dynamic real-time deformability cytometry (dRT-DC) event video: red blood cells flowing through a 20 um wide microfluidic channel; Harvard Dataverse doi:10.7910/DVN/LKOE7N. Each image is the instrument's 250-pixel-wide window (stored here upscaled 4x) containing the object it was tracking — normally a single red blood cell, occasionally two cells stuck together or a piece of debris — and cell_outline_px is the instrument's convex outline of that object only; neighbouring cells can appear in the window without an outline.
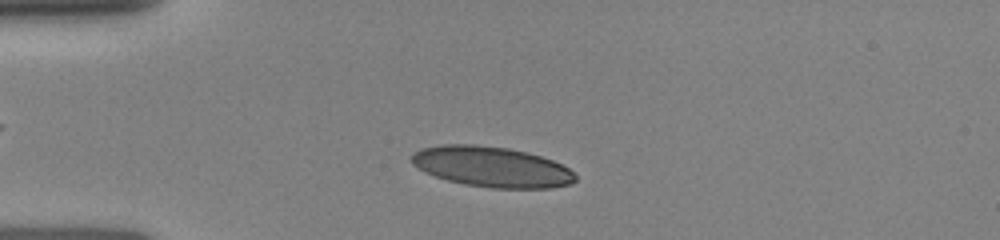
{"species": "human", "species_latin": "Homo sapiens", "temperature_condition": "room temperature", "stored_images_in_passage": 30, "camera_frame_rate_fps": 3000, "um_per_image_px": 0.085, "donor": {"sex": "female"}, "frame": {"image": 1, "passage_image": 6, "time_ms": 2.0, "image_size_px": [1000, 240], "cell_outline_px": [[576, 180], [572, 184], [552, 188], [492, 188], [464, 184], [448, 180], [424, 172], [412, 164], [412, 152], [420, 148], [444, 144], [476, 144], [508, 148], [528, 152], [552, 160], [568, 168], [576, 176]], "centroid_in_image_um": [41.78, 14.17], "position_along_channel_um": 43.2, "area_um2": 38.73}}
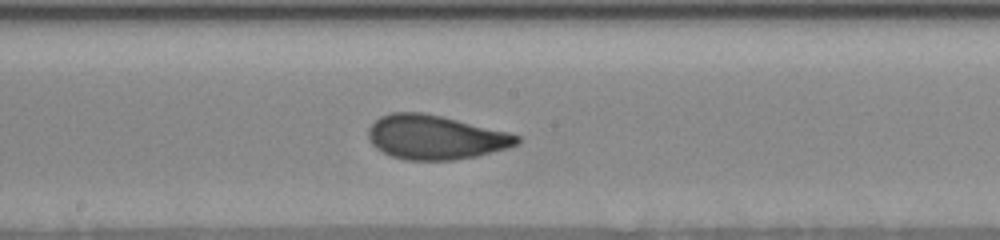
{"frame": {"image": 2, "passage_image": 18, "time_ms": 6.667, "image_size_px": [1000, 240], "cell_outline_px": [[520, 144], [508, 148], [476, 156], [452, 160], [404, 160], [392, 156], [376, 148], [368, 140], [368, 128], [380, 116], [392, 112], [424, 112], [508, 132], [520, 136]], "centroid_in_image_um": [36.99, 11.67], "position_along_channel_um": 211.2, "area_um2": 38.26}}
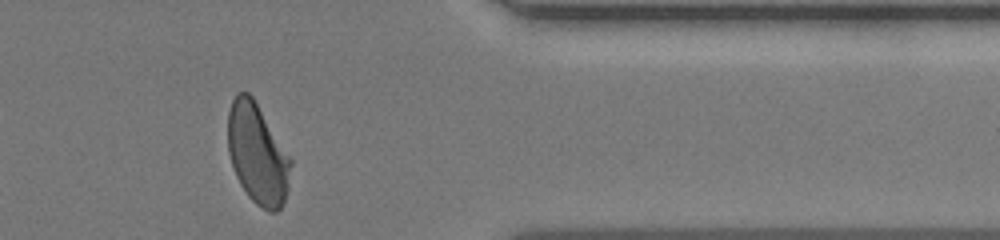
{"frame": {"image": 3, "passage_image": 28, "time_ms": 11.333, "image_size_px": [1000, 240], "cell_outline_px": [[292, 164], [288, 188], [284, 200], [280, 208], [276, 212], [268, 212], [256, 204], [248, 196], [240, 184], [236, 176], [228, 152], [228, 112], [232, 100], [236, 92], [248, 92], [252, 96], [292, 160]], "centroid_in_image_um": [21.88, 13.09], "position_along_channel_um": 389.5, "area_um2": 36.65}}